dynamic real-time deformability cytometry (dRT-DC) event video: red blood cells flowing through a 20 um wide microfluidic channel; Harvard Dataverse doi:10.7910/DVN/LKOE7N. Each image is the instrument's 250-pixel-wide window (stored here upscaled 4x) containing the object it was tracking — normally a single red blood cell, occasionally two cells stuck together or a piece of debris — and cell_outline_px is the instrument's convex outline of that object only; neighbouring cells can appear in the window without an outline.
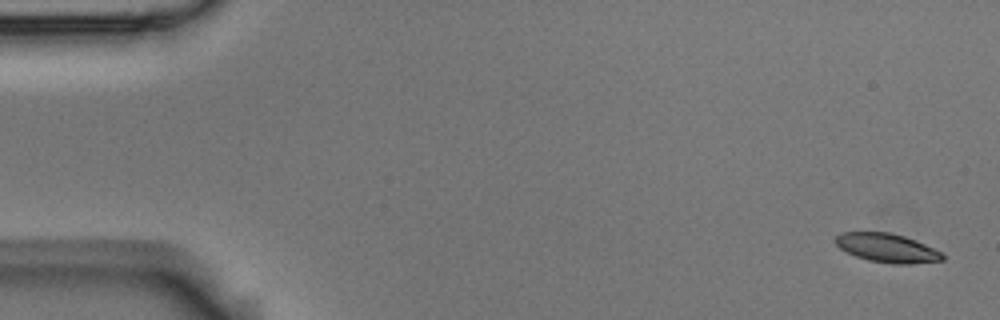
{"species": "Egyptian fruit bat (a non-hibernating species)", "species_latin": "Rousettus aegyptiacus", "temperature_condition": "room temperature", "stored_images_in_passage": 5, "camera_frame_rate_fps": 3000, "um_per_image_px": 0.085, "animal": {"sex": "male"}, "frame": {"image": 1, "passage_image": 1, "time_ms": 0.0, "image_size_px": [1000, 320], "cell_outline_px": [[944, 260], [912, 264], [892, 264], [868, 260], [856, 256], [840, 248], [832, 240], [840, 232], [888, 232], [904, 236], [916, 240], [940, 252], [944, 256]], "centroid_in_image_um": [75.37, 21.07], "position_along_channel_um": 9.6, "area_um2": 17.98}}
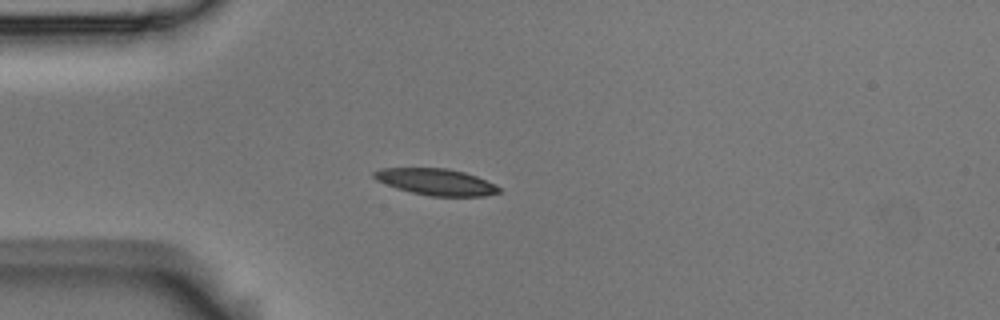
{"frame": {"image": 2, "passage_image": 5, "time_ms": 1.333, "image_size_px": [1000, 320], "cell_outline_px": [[500, 192], [484, 196], [428, 196], [396, 188], [376, 180], [372, 176], [372, 172], [380, 168], [448, 168], [464, 172], [476, 176], [500, 188]], "centroid_in_image_um": [37.01, 15.45], "position_along_channel_um": 48.0, "area_um2": 19.19}}